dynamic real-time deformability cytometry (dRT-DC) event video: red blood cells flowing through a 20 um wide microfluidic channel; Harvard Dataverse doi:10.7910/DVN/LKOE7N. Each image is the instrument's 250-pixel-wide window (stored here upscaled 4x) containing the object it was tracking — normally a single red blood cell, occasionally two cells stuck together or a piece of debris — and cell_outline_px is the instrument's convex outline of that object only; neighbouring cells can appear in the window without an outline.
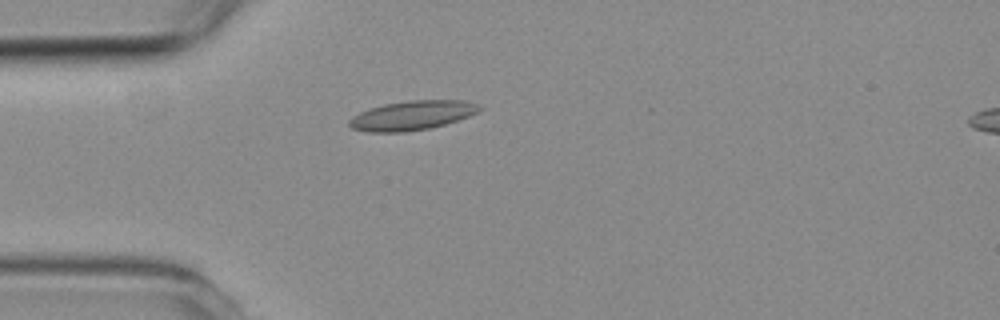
{"species": "common noctule bat (a hibernating species)", "species_latin": "Nyctalus noctula", "temperature_condition": "room temperature", "stored_images_in_passage": 2, "camera_frame_rate_fps": 3000, "um_per_image_px": 0.085, "animal": {"sex": "female", "body_mass_g": 19.3, "forearm_length_mm": 54.1}, "frame": {"image": 1, "passage_image": 2, "time_ms": 1.0, "image_size_px": [1000, 320], "cell_outline_px": [[484, 108], [468, 116], [444, 124], [428, 128], [404, 132], [368, 132], [352, 128], [348, 124], [348, 120], [352, 116], [360, 112], [384, 104], [408, 100], [464, 100], [480, 104]], "centroid_in_image_um": [35.03, 9.8], "position_along_channel_um": 50.0, "area_um2": 22.14}}